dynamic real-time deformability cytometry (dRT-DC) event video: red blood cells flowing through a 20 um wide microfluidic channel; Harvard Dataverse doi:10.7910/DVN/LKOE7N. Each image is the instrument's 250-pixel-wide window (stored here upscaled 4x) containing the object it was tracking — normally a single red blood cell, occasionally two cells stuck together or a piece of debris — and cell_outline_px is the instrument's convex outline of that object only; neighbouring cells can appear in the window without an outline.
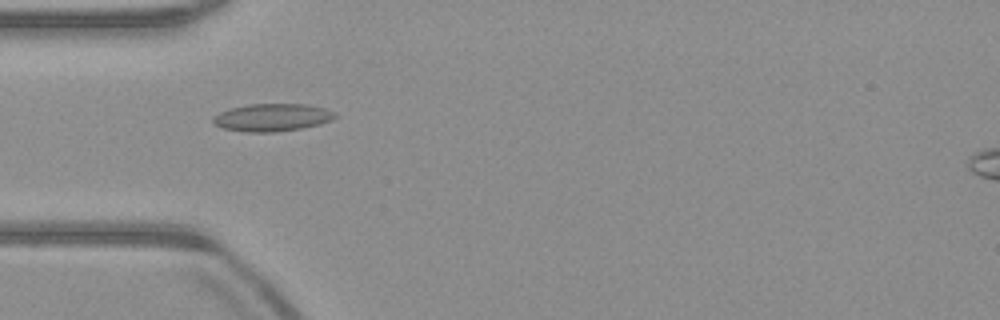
{"species": "common noctule bat (a hibernating species)", "species_latin": "Nyctalus noctula", "temperature_condition": "warm", "stored_images_in_passage": 32, "camera_frame_rate_fps": 3000, "um_per_image_px": 0.085, "animal": {"sex": "male", "body_mass_g": 23.1, "forearm_length_mm": 52.7}, "frame": {"image": 1, "passage_image": 1, "time_ms": 0.0, "image_size_px": [1000, 320], "cell_outline_px": [[336, 116], [332, 120], [320, 124], [300, 128], [276, 132], [244, 132], [224, 128], [212, 124], [212, 116], [228, 108], [248, 104], [308, 104], [324, 108], [336, 112]], "centroid_in_image_um": [23.1, 9.98], "position_along_channel_um": 61.9, "area_um2": 19.83}}
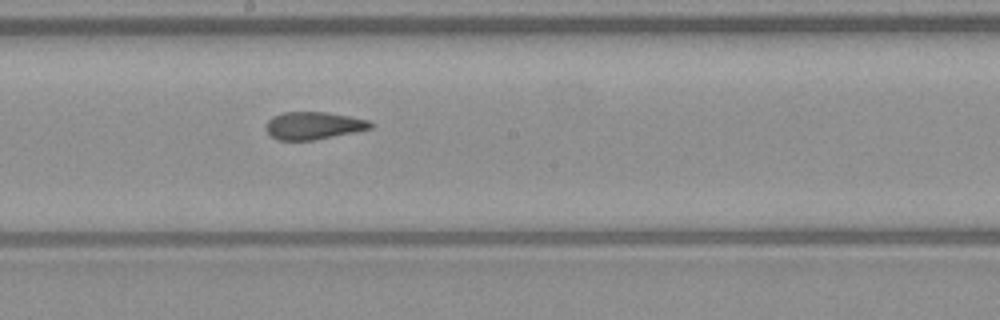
{"frame": {"image": 2, "passage_image": 13, "time_ms": 4.0, "image_size_px": [1000, 320], "cell_outline_px": [[372, 128], [356, 132], [316, 140], [276, 140], [268, 132], [268, 120], [272, 116], [284, 112], [324, 112], [372, 120]], "centroid_in_image_um": [26.69, 10.68], "position_along_channel_um": 221.5, "area_um2": 16.76}}
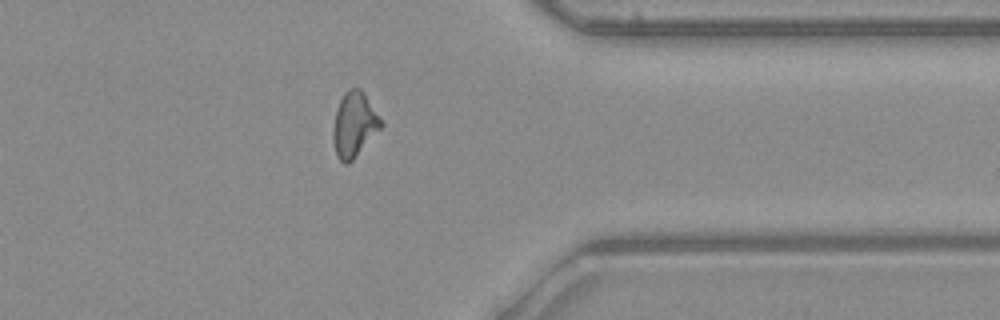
{"frame": {"image": 3, "passage_image": 26, "time_ms": 8.333, "image_size_px": [1000, 320], "cell_outline_px": [[384, 124], [352, 160], [348, 164], [344, 164], [340, 160], [336, 152], [332, 140], [332, 132], [336, 112], [340, 100], [344, 92], [348, 88], [360, 88], [364, 92]], "centroid_in_image_um": [30.1, 10.57], "position_along_channel_um": 381.3, "area_um2": 17.86}, "authors_computed_cell_mechanics": {"area_um2": 17.4845, "velocity_mm_per_s": 3.9913, "shape_relaxation_time_tau1_ms": null, "shape_relaxation_time_tau2_ms": 1.4953, "deformation_change_tau1": null, "deformation_change_tau2": 0.075}}